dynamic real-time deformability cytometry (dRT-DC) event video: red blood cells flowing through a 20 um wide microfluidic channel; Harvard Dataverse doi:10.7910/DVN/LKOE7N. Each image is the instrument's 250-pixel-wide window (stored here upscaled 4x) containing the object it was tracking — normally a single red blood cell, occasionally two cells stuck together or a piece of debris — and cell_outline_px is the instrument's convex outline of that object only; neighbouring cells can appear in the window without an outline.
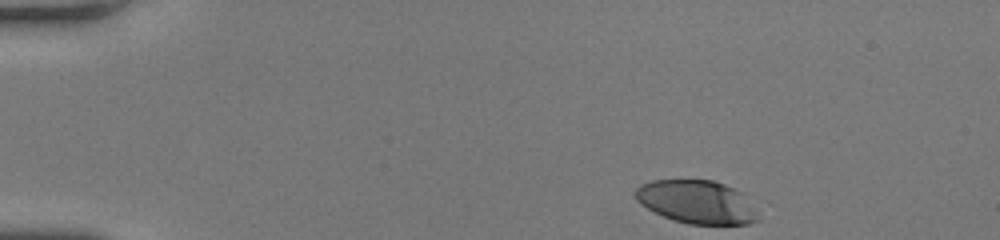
{"species": "human", "species_latin": "Homo sapiens", "temperature_condition": "room temperature", "stored_images_in_passage": 37, "camera_frame_rate_fps": 3000, "um_per_image_px": 0.085, "donor": {"sex": "female"}, "frame": {"image": 1, "passage_image": 1, "time_ms": 0.0, "image_size_px": [1000, 240], "cell_outline_px": [[760, 220], [748, 224], [688, 224], [664, 216], [640, 204], [636, 200], [632, 192], [640, 184], [652, 180], [712, 180], [724, 184], [740, 192]], "centroid_in_image_um": [59.14, 17.16], "position_along_channel_um": 25.9, "area_um2": 30.46}}
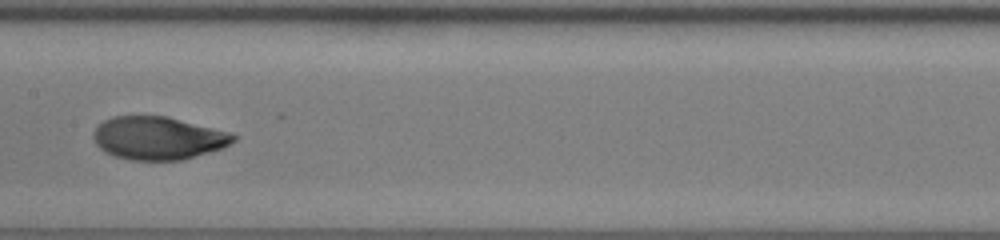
{"frame": {"image": 2, "passage_image": 20, "time_ms": 6.333, "image_size_px": [1000, 240], "cell_outline_px": [[240, 136], [236, 140], [220, 148], [184, 160], [128, 160], [112, 156], [100, 148], [96, 144], [92, 136], [96, 128], [104, 120], [112, 116], [168, 116], [228, 132]], "centroid_in_image_um": [13.42, 11.74], "position_along_channel_um": 194.0, "area_um2": 35.03}}
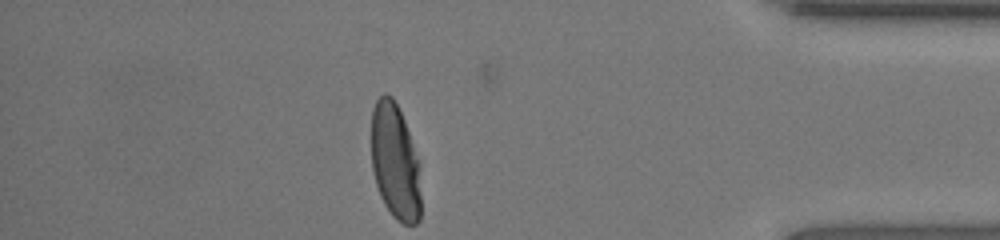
{"frame": {"image": 3, "passage_image": 37, "time_ms": 12.0, "image_size_px": [1000, 240], "cell_outline_px": [[420, 220], [416, 224], [404, 224], [396, 220], [392, 216], [384, 204], [380, 196], [372, 172], [372, 108], [376, 100], [384, 92], [392, 96], [404, 120], [416, 156], [420, 196]], "centroid_in_image_um": [33.55, 13.77], "position_along_channel_um": 401.6, "area_um2": 33.12}, "authors_computed_cell_mechanics": {"area_um2": 35.0268, "velocity_mm_per_s": 4.245, "shape_relaxation_time_tau1_ms": 5.1308, "shape_relaxation_time_tau2_ms": null, "deformation_change_tau1": 0.2418, "deformation_change_tau2": null}}